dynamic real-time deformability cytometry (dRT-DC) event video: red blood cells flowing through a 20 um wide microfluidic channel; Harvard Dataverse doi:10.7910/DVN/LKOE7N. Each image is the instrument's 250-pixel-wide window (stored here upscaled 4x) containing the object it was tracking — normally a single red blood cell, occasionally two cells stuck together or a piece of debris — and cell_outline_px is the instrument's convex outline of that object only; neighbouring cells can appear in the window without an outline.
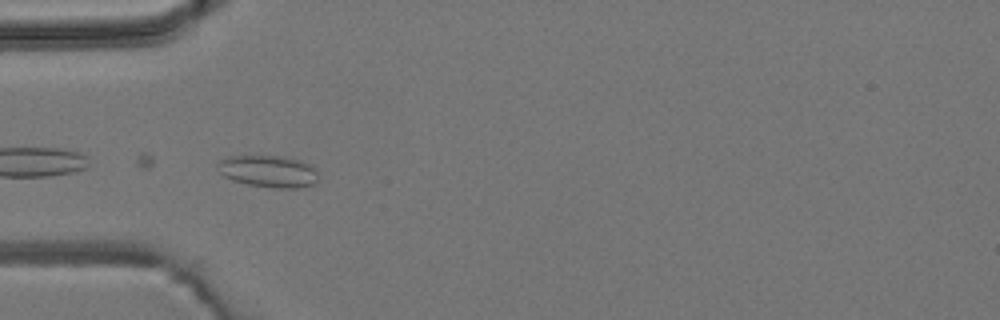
{"species": "common noctule bat (a hibernating species)", "species_latin": "Nyctalus noctula", "temperature_condition": "room temperature", "stored_images_in_passage": 5, "camera_frame_rate_fps": 3000, "um_per_image_px": 0.085, "animal": {"sex": "male", "body_mass_g": 19.2, "forearm_length_mm": 51.8}, "frame": {"image": 1, "passage_image": 1, "time_ms": 0.0, "image_size_px": [1000, 320], "cell_outline_px": [[320, 180], [316, 184], [296, 188], [272, 188], [248, 184], [232, 180], [224, 176], [220, 172], [216, 164], [220, 160], [228, 156], [284, 156], [300, 160], [312, 164], [316, 168]], "centroid_in_image_um": [22.88, 14.56], "position_along_channel_um": 62.1, "area_um2": 19.13}}
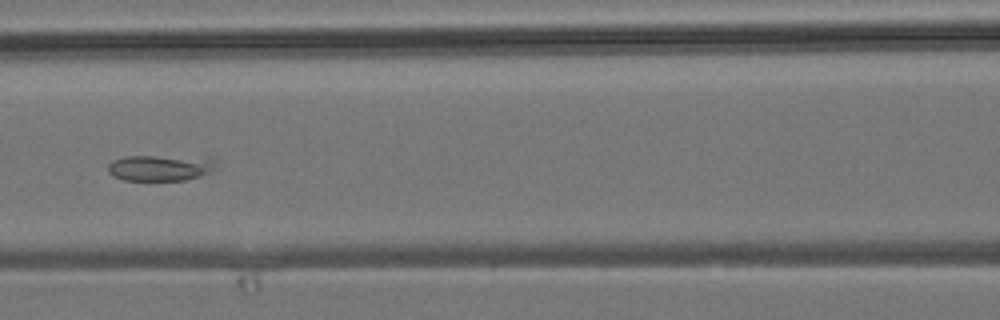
{"frame": {"image": 2, "passage_image": 3, "time_ms": 2.333, "image_size_px": [1000, 320], "cell_outline_px": [[216, 168], [212, 172], [200, 176], [184, 180], [124, 180], [108, 172], [108, 164], [112, 160], [124, 156], [152, 156], [216, 160]], "centroid_in_image_um": [13.58, 14.28], "position_along_channel_um": 153.0, "area_um2": 15.95}}